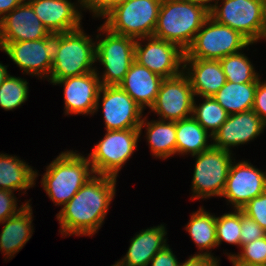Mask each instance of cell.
I'll return each mask as SVG.
<instances>
[{
    "label": "cell",
    "instance_id": "36",
    "mask_svg": "<svg viewBox=\"0 0 266 266\" xmlns=\"http://www.w3.org/2000/svg\"><path fill=\"white\" fill-rule=\"evenodd\" d=\"M17 198L14 193L9 190L0 189V222L5 221L8 218L16 215L30 200L26 201L25 204L17 207ZM19 208V209H18Z\"/></svg>",
    "mask_w": 266,
    "mask_h": 266
},
{
    "label": "cell",
    "instance_id": "10",
    "mask_svg": "<svg viewBox=\"0 0 266 266\" xmlns=\"http://www.w3.org/2000/svg\"><path fill=\"white\" fill-rule=\"evenodd\" d=\"M232 155V156H231ZM196 157L192 178V200L222 196L233 157L232 151L211 146Z\"/></svg>",
    "mask_w": 266,
    "mask_h": 266
},
{
    "label": "cell",
    "instance_id": "31",
    "mask_svg": "<svg viewBox=\"0 0 266 266\" xmlns=\"http://www.w3.org/2000/svg\"><path fill=\"white\" fill-rule=\"evenodd\" d=\"M28 95L27 80L8 74L0 86V107L6 111L16 109L27 101Z\"/></svg>",
    "mask_w": 266,
    "mask_h": 266
},
{
    "label": "cell",
    "instance_id": "38",
    "mask_svg": "<svg viewBox=\"0 0 266 266\" xmlns=\"http://www.w3.org/2000/svg\"><path fill=\"white\" fill-rule=\"evenodd\" d=\"M252 110L266 124V80H259L255 91L254 105Z\"/></svg>",
    "mask_w": 266,
    "mask_h": 266
},
{
    "label": "cell",
    "instance_id": "44",
    "mask_svg": "<svg viewBox=\"0 0 266 266\" xmlns=\"http://www.w3.org/2000/svg\"><path fill=\"white\" fill-rule=\"evenodd\" d=\"M266 40V25L263 26V32H262V37L261 39H264Z\"/></svg>",
    "mask_w": 266,
    "mask_h": 266
},
{
    "label": "cell",
    "instance_id": "15",
    "mask_svg": "<svg viewBox=\"0 0 266 266\" xmlns=\"http://www.w3.org/2000/svg\"><path fill=\"white\" fill-rule=\"evenodd\" d=\"M266 190V172L256 168L248 161L233 160L227 176L222 196L233 206L241 210L250 200Z\"/></svg>",
    "mask_w": 266,
    "mask_h": 266
},
{
    "label": "cell",
    "instance_id": "22",
    "mask_svg": "<svg viewBox=\"0 0 266 266\" xmlns=\"http://www.w3.org/2000/svg\"><path fill=\"white\" fill-rule=\"evenodd\" d=\"M163 79L134 60L119 86L145 110L153 106Z\"/></svg>",
    "mask_w": 266,
    "mask_h": 266
},
{
    "label": "cell",
    "instance_id": "42",
    "mask_svg": "<svg viewBox=\"0 0 266 266\" xmlns=\"http://www.w3.org/2000/svg\"><path fill=\"white\" fill-rule=\"evenodd\" d=\"M217 2L218 0H197V4L204 6L208 11H210Z\"/></svg>",
    "mask_w": 266,
    "mask_h": 266
},
{
    "label": "cell",
    "instance_id": "21",
    "mask_svg": "<svg viewBox=\"0 0 266 266\" xmlns=\"http://www.w3.org/2000/svg\"><path fill=\"white\" fill-rule=\"evenodd\" d=\"M167 230L164 224L142 229L131 238L126 255L116 263L119 266H148L151 259L167 244Z\"/></svg>",
    "mask_w": 266,
    "mask_h": 266
},
{
    "label": "cell",
    "instance_id": "16",
    "mask_svg": "<svg viewBox=\"0 0 266 266\" xmlns=\"http://www.w3.org/2000/svg\"><path fill=\"white\" fill-rule=\"evenodd\" d=\"M95 71L57 80L53 85H63L65 115H93L101 82Z\"/></svg>",
    "mask_w": 266,
    "mask_h": 266
},
{
    "label": "cell",
    "instance_id": "14",
    "mask_svg": "<svg viewBox=\"0 0 266 266\" xmlns=\"http://www.w3.org/2000/svg\"><path fill=\"white\" fill-rule=\"evenodd\" d=\"M99 102H102L105 130L139 128L144 110L119 85L101 86L94 113L101 105Z\"/></svg>",
    "mask_w": 266,
    "mask_h": 266
},
{
    "label": "cell",
    "instance_id": "13",
    "mask_svg": "<svg viewBox=\"0 0 266 266\" xmlns=\"http://www.w3.org/2000/svg\"><path fill=\"white\" fill-rule=\"evenodd\" d=\"M194 93L188 76L181 74L163 79L157 98L150 108L159 120L179 121L192 117Z\"/></svg>",
    "mask_w": 266,
    "mask_h": 266
},
{
    "label": "cell",
    "instance_id": "26",
    "mask_svg": "<svg viewBox=\"0 0 266 266\" xmlns=\"http://www.w3.org/2000/svg\"><path fill=\"white\" fill-rule=\"evenodd\" d=\"M185 230L188 231L191 239L201 252L198 254L195 253L194 255L218 259L211 254V249L217 247L216 215L200 207L199 210L192 213L188 224L185 226Z\"/></svg>",
    "mask_w": 266,
    "mask_h": 266
},
{
    "label": "cell",
    "instance_id": "20",
    "mask_svg": "<svg viewBox=\"0 0 266 266\" xmlns=\"http://www.w3.org/2000/svg\"><path fill=\"white\" fill-rule=\"evenodd\" d=\"M183 72L189 78L195 97L213 96L226 83L219 60L184 59Z\"/></svg>",
    "mask_w": 266,
    "mask_h": 266
},
{
    "label": "cell",
    "instance_id": "6",
    "mask_svg": "<svg viewBox=\"0 0 266 266\" xmlns=\"http://www.w3.org/2000/svg\"><path fill=\"white\" fill-rule=\"evenodd\" d=\"M97 31L106 34L103 36L105 37L104 39L100 37L101 34L96 35L95 38V62H100L105 69L102 76L97 72L101 85H119L124 80L126 73L134 61L136 39L115 34L103 24L98 27Z\"/></svg>",
    "mask_w": 266,
    "mask_h": 266
},
{
    "label": "cell",
    "instance_id": "33",
    "mask_svg": "<svg viewBox=\"0 0 266 266\" xmlns=\"http://www.w3.org/2000/svg\"><path fill=\"white\" fill-rule=\"evenodd\" d=\"M241 252L229 253L228 259L242 266H266V236L243 245Z\"/></svg>",
    "mask_w": 266,
    "mask_h": 266
},
{
    "label": "cell",
    "instance_id": "5",
    "mask_svg": "<svg viewBox=\"0 0 266 266\" xmlns=\"http://www.w3.org/2000/svg\"><path fill=\"white\" fill-rule=\"evenodd\" d=\"M162 0H125L104 17L111 32L135 39L153 36Z\"/></svg>",
    "mask_w": 266,
    "mask_h": 266
},
{
    "label": "cell",
    "instance_id": "23",
    "mask_svg": "<svg viewBox=\"0 0 266 266\" xmlns=\"http://www.w3.org/2000/svg\"><path fill=\"white\" fill-rule=\"evenodd\" d=\"M32 218V207L28 203L16 215L0 222L3 224L0 233V251L6 256L5 260L12 259L32 237L34 230Z\"/></svg>",
    "mask_w": 266,
    "mask_h": 266
},
{
    "label": "cell",
    "instance_id": "37",
    "mask_svg": "<svg viewBox=\"0 0 266 266\" xmlns=\"http://www.w3.org/2000/svg\"><path fill=\"white\" fill-rule=\"evenodd\" d=\"M124 1L125 0H85L83 10H89L94 17L103 18L111 9Z\"/></svg>",
    "mask_w": 266,
    "mask_h": 266
},
{
    "label": "cell",
    "instance_id": "25",
    "mask_svg": "<svg viewBox=\"0 0 266 266\" xmlns=\"http://www.w3.org/2000/svg\"><path fill=\"white\" fill-rule=\"evenodd\" d=\"M143 117L140 134L146 128V139L154 157L168 159L176 154V121L151 120Z\"/></svg>",
    "mask_w": 266,
    "mask_h": 266
},
{
    "label": "cell",
    "instance_id": "7",
    "mask_svg": "<svg viewBox=\"0 0 266 266\" xmlns=\"http://www.w3.org/2000/svg\"><path fill=\"white\" fill-rule=\"evenodd\" d=\"M252 45L238 31L217 23L210 16L196 33L191 46L185 51L184 59L219 60L227 55L249 50Z\"/></svg>",
    "mask_w": 266,
    "mask_h": 266
},
{
    "label": "cell",
    "instance_id": "18",
    "mask_svg": "<svg viewBox=\"0 0 266 266\" xmlns=\"http://www.w3.org/2000/svg\"><path fill=\"white\" fill-rule=\"evenodd\" d=\"M49 34L27 1L0 19L1 42L40 40Z\"/></svg>",
    "mask_w": 266,
    "mask_h": 266
},
{
    "label": "cell",
    "instance_id": "2",
    "mask_svg": "<svg viewBox=\"0 0 266 266\" xmlns=\"http://www.w3.org/2000/svg\"><path fill=\"white\" fill-rule=\"evenodd\" d=\"M208 17L204 6L189 0H162L153 36L185 52Z\"/></svg>",
    "mask_w": 266,
    "mask_h": 266
},
{
    "label": "cell",
    "instance_id": "27",
    "mask_svg": "<svg viewBox=\"0 0 266 266\" xmlns=\"http://www.w3.org/2000/svg\"><path fill=\"white\" fill-rule=\"evenodd\" d=\"M208 138L212 139V135L193 116L176 121V154L198 155L212 146Z\"/></svg>",
    "mask_w": 266,
    "mask_h": 266
},
{
    "label": "cell",
    "instance_id": "50",
    "mask_svg": "<svg viewBox=\"0 0 266 266\" xmlns=\"http://www.w3.org/2000/svg\"><path fill=\"white\" fill-rule=\"evenodd\" d=\"M111 266H119V265L115 262V264H113V265H111Z\"/></svg>",
    "mask_w": 266,
    "mask_h": 266
},
{
    "label": "cell",
    "instance_id": "29",
    "mask_svg": "<svg viewBox=\"0 0 266 266\" xmlns=\"http://www.w3.org/2000/svg\"><path fill=\"white\" fill-rule=\"evenodd\" d=\"M226 81L233 83H251L260 80V74L256 72L249 58L238 52L219 59Z\"/></svg>",
    "mask_w": 266,
    "mask_h": 266
},
{
    "label": "cell",
    "instance_id": "11",
    "mask_svg": "<svg viewBox=\"0 0 266 266\" xmlns=\"http://www.w3.org/2000/svg\"><path fill=\"white\" fill-rule=\"evenodd\" d=\"M218 3L219 0L209 11L211 18L238 31L252 44L261 40L265 0H222V4Z\"/></svg>",
    "mask_w": 266,
    "mask_h": 266
},
{
    "label": "cell",
    "instance_id": "47",
    "mask_svg": "<svg viewBox=\"0 0 266 266\" xmlns=\"http://www.w3.org/2000/svg\"><path fill=\"white\" fill-rule=\"evenodd\" d=\"M232 263L233 266H242V265H239V264H236L232 259H229Z\"/></svg>",
    "mask_w": 266,
    "mask_h": 266
},
{
    "label": "cell",
    "instance_id": "41",
    "mask_svg": "<svg viewBox=\"0 0 266 266\" xmlns=\"http://www.w3.org/2000/svg\"><path fill=\"white\" fill-rule=\"evenodd\" d=\"M27 0H0V19Z\"/></svg>",
    "mask_w": 266,
    "mask_h": 266
},
{
    "label": "cell",
    "instance_id": "17",
    "mask_svg": "<svg viewBox=\"0 0 266 266\" xmlns=\"http://www.w3.org/2000/svg\"><path fill=\"white\" fill-rule=\"evenodd\" d=\"M265 128L266 124L251 109L229 115L210 141L216 148L231 151V147L247 144L260 136Z\"/></svg>",
    "mask_w": 266,
    "mask_h": 266
},
{
    "label": "cell",
    "instance_id": "12",
    "mask_svg": "<svg viewBox=\"0 0 266 266\" xmlns=\"http://www.w3.org/2000/svg\"><path fill=\"white\" fill-rule=\"evenodd\" d=\"M184 56L179 46L163 39L154 36L136 39L134 60L164 79L183 72Z\"/></svg>",
    "mask_w": 266,
    "mask_h": 266
},
{
    "label": "cell",
    "instance_id": "49",
    "mask_svg": "<svg viewBox=\"0 0 266 266\" xmlns=\"http://www.w3.org/2000/svg\"><path fill=\"white\" fill-rule=\"evenodd\" d=\"M189 1H191V2H194V3H196V4H197V0H189Z\"/></svg>",
    "mask_w": 266,
    "mask_h": 266
},
{
    "label": "cell",
    "instance_id": "48",
    "mask_svg": "<svg viewBox=\"0 0 266 266\" xmlns=\"http://www.w3.org/2000/svg\"><path fill=\"white\" fill-rule=\"evenodd\" d=\"M0 50L3 51V46H2V43H1V38H0Z\"/></svg>",
    "mask_w": 266,
    "mask_h": 266
},
{
    "label": "cell",
    "instance_id": "40",
    "mask_svg": "<svg viewBox=\"0 0 266 266\" xmlns=\"http://www.w3.org/2000/svg\"><path fill=\"white\" fill-rule=\"evenodd\" d=\"M220 259H215L207 256L193 255L190 256L184 263H179L178 266H219Z\"/></svg>",
    "mask_w": 266,
    "mask_h": 266
},
{
    "label": "cell",
    "instance_id": "4",
    "mask_svg": "<svg viewBox=\"0 0 266 266\" xmlns=\"http://www.w3.org/2000/svg\"><path fill=\"white\" fill-rule=\"evenodd\" d=\"M96 41L84 33L83 27L61 33V45L52 62L50 83L96 70Z\"/></svg>",
    "mask_w": 266,
    "mask_h": 266
},
{
    "label": "cell",
    "instance_id": "28",
    "mask_svg": "<svg viewBox=\"0 0 266 266\" xmlns=\"http://www.w3.org/2000/svg\"><path fill=\"white\" fill-rule=\"evenodd\" d=\"M256 88L257 82L238 84L226 81L213 97L229 115L237 114L253 108Z\"/></svg>",
    "mask_w": 266,
    "mask_h": 266
},
{
    "label": "cell",
    "instance_id": "19",
    "mask_svg": "<svg viewBox=\"0 0 266 266\" xmlns=\"http://www.w3.org/2000/svg\"><path fill=\"white\" fill-rule=\"evenodd\" d=\"M50 33H65L82 27L83 6L69 0H27Z\"/></svg>",
    "mask_w": 266,
    "mask_h": 266
},
{
    "label": "cell",
    "instance_id": "45",
    "mask_svg": "<svg viewBox=\"0 0 266 266\" xmlns=\"http://www.w3.org/2000/svg\"><path fill=\"white\" fill-rule=\"evenodd\" d=\"M264 25H266V0H265V7H264Z\"/></svg>",
    "mask_w": 266,
    "mask_h": 266
},
{
    "label": "cell",
    "instance_id": "1",
    "mask_svg": "<svg viewBox=\"0 0 266 266\" xmlns=\"http://www.w3.org/2000/svg\"><path fill=\"white\" fill-rule=\"evenodd\" d=\"M116 180L112 176L95 174L78 190L56 214L62 236L97 233L116 194Z\"/></svg>",
    "mask_w": 266,
    "mask_h": 266
},
{
    "label": "cell",
    "instance_id": "35",
    "mask_svg": "<svg viewBox=\"0 0 266 266\" xmlns=\"http://www.w3.org/2000/svg\"><path fill=\"white\" fill-rule=\"evenodd\" d=\"M264 236H266V231L256 221L241 211L240 248Z\"/></svg>",
    "mask_w": 266,
    "mask_h": 266
},
{
    "label": "cell",
    "instance_id": "43",
    "mask_svg": "<svg viewBox=\"0 0 266 266\" xmlns=\"http://www.w3.org/2000/svg\"><path fill=\"white\" fill-rule=\"evenodd\" d=\"M7 67L8 65H3L1 62H0V86L2 85L4 79L8 76V71H7Z\"/></svg>",
    "mask_w": 266,
    "mask_h": 266
},
{
    "label": "cell",
    "instance_id": "32",
    "mask_svg": "<svg viewBox=\"0 0 266 266\" xmlns=\"http://www.w3.org/2000/svg\"><path fill=\"white\" fill-rule=\"evenodd\" d=\"M241 232V210L234 209V212L225 213L216 217V239L217 247L222 242L240 247Z\"/></svg>",
    "mask_w": 266,
    "mask_h": 266
},
{
    "label": "cell",
    "instance_id": "34",
    "mask_svg": "<svg viewBox=\"0 0 266 266\" xmlns=\"http://www.w3.org/2000/svg\"><path fill=\"white\" fill-rule=\"evenodd\" d=\"M241 211L249 218L256 221L266 231V190L250 200Z\"/></svg>",
    "mask_w": 266,
    "mask_h": 266
},
{
    "label": "cell",
    "instance_id": "30",
    "mask_svg": "<svg viewBox=\"0 0 266 266\" xmlns=\"http://www.w3.org/2000/svg\"><path fill=\"white\" fill-rule=\"evenodd\" d=\"M200 98H202L203 102L197 105L194 97L192 116L210 135L213 136V134L227 120L229 114L213 96Z\"/></svg>",
    "mask_w": 266,
    "mask_h": 266
},
{
    "label": "cell",
    "instance_id": "9",
    "mask_svg": "<svg viewBox=\"0 0 266 266\" xmlns=\"http://www.w3.org/2000/svg\"><path fill=\"white\" fill-rule=\"evenodd\" d=\"M1 43L3 51L23 71V74L48 79L52 62L60 50L61 33H50L40 40Z\"/></svg>",
    "mask_w": 266,
    "mask_h": 266
},
{
    "label": "cell",
    "instance_id": "24",
    "mask_svg": "<svg viewBox=\"0 0 266 266\" xmlns=\"http://www.w3.org/2000/svg\"><path fill=\"white\" fill-rule=\"evenodd\" d=\"M38 172L17 156L0 153V189L26 191L35 186Z\"/></svg>",
    "mask_w": 266,
    "mask_h": 266
},
{
    "label": "cell",
    "instance_id": "39",
    "mask_svg": "<svg viewBox=\"0 0 266 266\" xmlns=\"http://www.w3.org/2000/svg\"><path fill=\"white\" fill-rule=\"evenodd\" d=\"M150 263L151 266H178L180 262H178L170 246L167 245L151 259Z\"/></svg>",
    "mask_w": 266,
    "mask_h": 266
},
{
    "label": "cell",
    "instance_id": "8",
    "mask_svg": "<svg viewBox=\"0 0 266 266\" xmlns=\"http://www.w3.org/2000/svg\"><path fill=\"white\" fill-rule=\"evenodd\" d=\"M140 136L139 128L106 130L104 138L87 155L94 173L117 178L137 149Z\"/></svg>",
    "mask_w": 266,
    "mask_h": 266
},
{
    "label": "cell",
    "instance_id": "3",
    "mask_svg": "<svg viewBox=\"0 0 266 266\" xmlns=\"http://www.w3.org/2000/svg\"><path fill=\"white\" fill-rule=\"evenodd\" d=\"M73 150L61 152L47 167L41 185L57 206H64L95 173L88 157Z\"/></svg>",
    "mask_w": 266,
    "mask_h": 266
},
{
    "label": "cell",
    "instance_id": "46",
    "mask_svg": "<svg viewBox=\"0 0 266 266\" xmlns=\"http://www.w3.org/2000/svg\"><path fill=\"white\" fill-rule=\"evenodd\" d=\"M78 2V5L79 6H83L84 7V3H85V0H77Z\"/></svg>",
    "mask_w": 266,
    "mask_h": 266
}]
</instances>
